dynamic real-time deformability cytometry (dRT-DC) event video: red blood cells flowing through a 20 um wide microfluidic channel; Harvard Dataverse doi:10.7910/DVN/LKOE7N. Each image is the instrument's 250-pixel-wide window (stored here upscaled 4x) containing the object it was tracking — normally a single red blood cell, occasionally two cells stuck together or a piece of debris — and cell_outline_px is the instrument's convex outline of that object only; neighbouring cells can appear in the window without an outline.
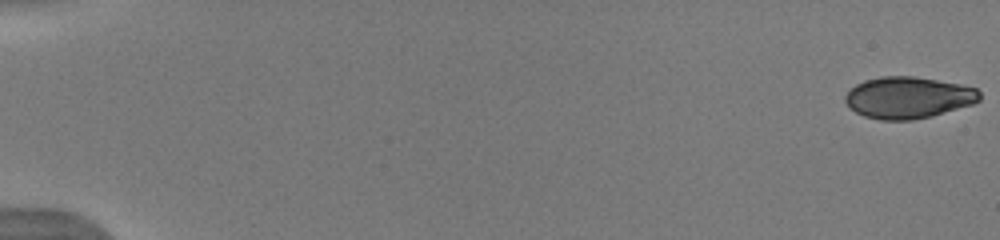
{"species": "human", "species_latin": "Homo sapiens", "temperature_condition": "warm", "stored_images_in_passage": 52, "camera_frame_rate_fps": 3000, "um_per_image_px": 0.085, "donor": {"sex": "male"}, "frame": {"image": 1, "passage_image": 1, "time_ms": 0.0, "image_size_px": [1000, 240], "cell_outline_px": [[980, 100], [972, 104], [932, 116], [912, 120], [880, 120], [864, 116], [856, 112], [844, 100], [844, 96], [856, 84], [864, 80], [880, 76], [912, 76], [960, 84], [976, 88], [980, 92]], "centroid_in_image_um": [77.19, 8.29], "position_along_channel_um": 7.8, "area_um2": 32.48}}
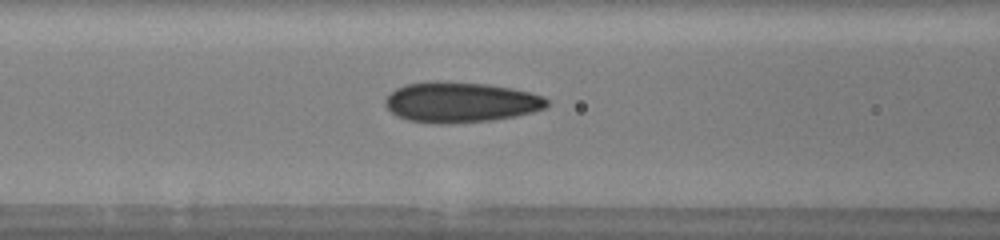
{"frame": {"image": 2, "passage_image": 24, "time_ms": 7.667, "image_size_px": [1000, 240], "cell_outline_px": [[548, 104], [544, 108], [532, 112], [516, 116], [492, 120], [444, 124], [436, 124], [408, 120], [396, 116], [384, 104], [384, 100], [396, 88], [404, 84], [436, 80], [488, 84], [512, 88], [544, 96], [548, 100]], "centroid_in_image_um": [39.13, 8.68], "position_along_channel_um": 127.5, "area_um2": 38.26}}
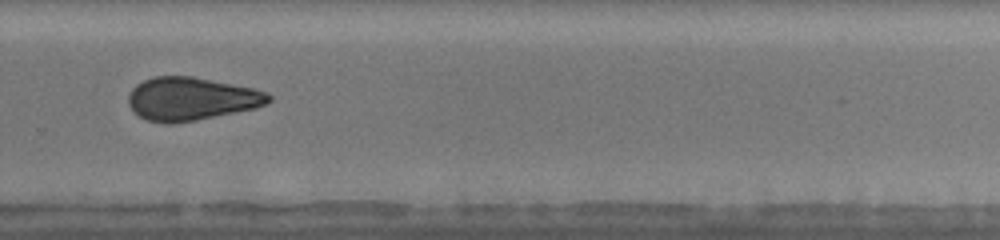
{"frame": {"image": 3, "passage_image": 38, "time_ms": 12.333, "image_size_px": [1000, 240], "cell_outline_px": [[272, 100], [268, 104], [256, 108], [196, 120], [172, 124], [168, 124], [148, 120], [132, 112], [128, 104], [128, 92], [136, 84], [144, 80], [156, 76], [192, 76], [252, 88], [268, 92], [272, 96]], "centroid_in_image_um": [16.25, 8.4], "position_along_channel_um": 313.6, "area_um2": 35.43}, "authors_computed_cell_mechanics": {"area_um2": 34.6511, "velocity_mm_per_s": 4.001, "shape_relaxation_time_tau1_ms": 5.5226, "shape_relaxation_time_tau2_ms": 3.0159, "deformation_change_tau1": 0.1316, "deformation_change_tau2": 0.0652}}